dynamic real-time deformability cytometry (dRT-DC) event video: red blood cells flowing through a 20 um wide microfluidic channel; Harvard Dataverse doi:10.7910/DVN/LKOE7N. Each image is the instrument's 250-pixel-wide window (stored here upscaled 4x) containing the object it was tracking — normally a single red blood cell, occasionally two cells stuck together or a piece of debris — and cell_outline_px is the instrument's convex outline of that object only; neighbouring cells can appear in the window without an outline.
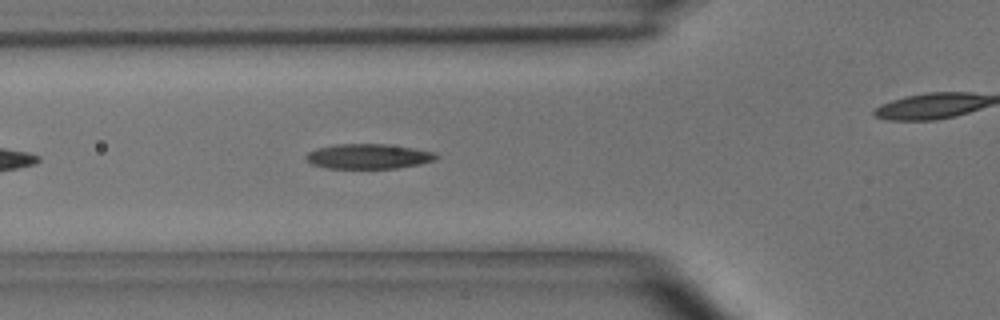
{"species": "common noctule bat (a hibernating species)", "species_latin": "Nyctalus noctula", "temperature_condition": "room temperature", "stored_images_in_passage": 9, "camera_frame_rate_fps": 3000, "um_per_image_px": 0.085, "animal": {"sex": "male", "body_mass_g": 15.6}, "frame": {"image": 1, "passage_image": 6, "time_ms": 1.667, "image_size_px": [1000, 320], "cell_outline_px": [[440, 156], [436, 160], [420, 164], [396, 168], [328, 168], [312, 164], [304, 160], [304, 156], [308, 152], [316, 148], [336, 144], [388, 144], [436, 152]], "centroid_in_image_um": [31.31, 13.29], "position_along_channel_um": 94.5, "area_um2": 19.07}}